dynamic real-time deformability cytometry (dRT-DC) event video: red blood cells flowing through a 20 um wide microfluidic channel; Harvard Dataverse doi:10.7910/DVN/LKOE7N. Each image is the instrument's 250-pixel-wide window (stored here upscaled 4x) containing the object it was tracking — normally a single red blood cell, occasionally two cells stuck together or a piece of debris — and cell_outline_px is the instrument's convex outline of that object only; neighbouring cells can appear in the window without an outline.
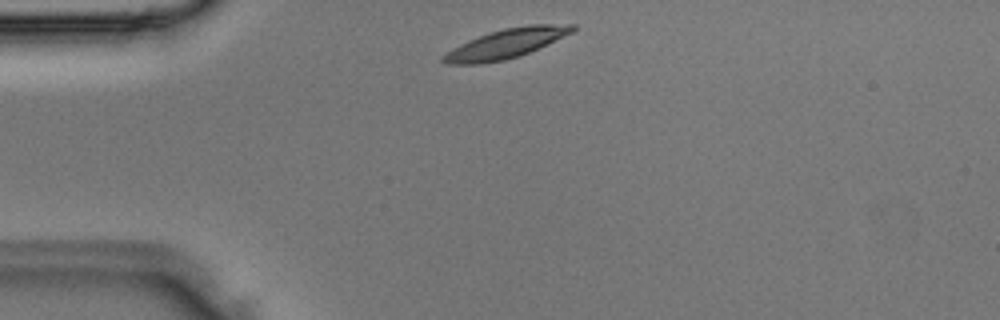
{"species": "Egyptian fruit bat (a non-hibernating species)", "species_latin": "Rousettus aegyptiacus", "temperature_condition": "room temperature", "stored_images_in_passage": 2, "camera_frame_rate_fps": 3000, "um_per_image_px": 0.085, "animal": {"sex": "male"}, "frame": {"image": 1, "passage_image": 1, "time_ms": 0.0, "image_size_px": [1000, 320], "cell_outline_px": [[576, 28], [572, 32], [520, 56], [504, 60], [480, 64], [448, 64], [440, 60], [440, 56], [452, 48], [468, 40], [504, 28], [528, 24], [576, 24]], "centroid_in_image_um": [42.98, 3.71], "position_along_channel_um": 42.0, "area_um2": 21.96}}